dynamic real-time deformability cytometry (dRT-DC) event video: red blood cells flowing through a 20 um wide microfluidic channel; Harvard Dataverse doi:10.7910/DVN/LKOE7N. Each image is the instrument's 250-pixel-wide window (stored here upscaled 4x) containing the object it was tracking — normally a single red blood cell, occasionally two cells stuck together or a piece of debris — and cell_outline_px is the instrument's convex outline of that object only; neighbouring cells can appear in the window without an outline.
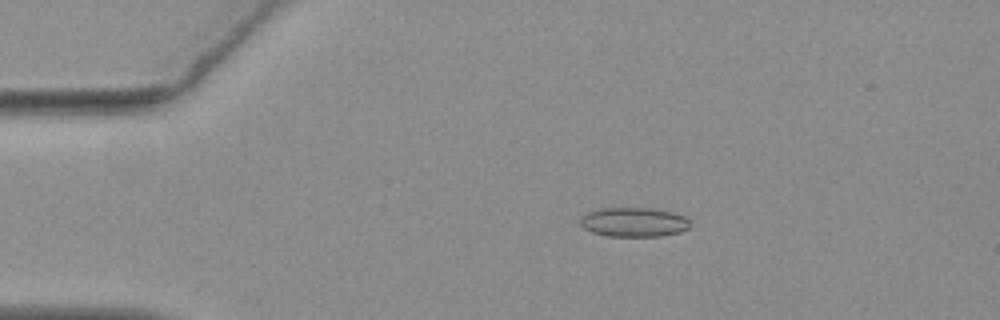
{"species": "common noctule bat (a hibernating species)", "species_latin": "Nyctalus noctula", "temperature_condition": "warm", "stored_images_in_passage": 56, "camera_frame_rate_fps": 3000, "um_per_image_px": 0.085, "animal": {"sex": "female", "body_mass_g": 19.3, "forearm_length_mm": 54.1}, "frame": {"image": 1, "passage_image": 11, "time_ms": 3.333, "image_size_px": [1000, 320], "cell_outline_px": [[688, 228], [680, 232], [660, 236], [608, 236], [592, 232], [584, 228], [580, 224], [580, 220], [588, 212], [600, 208], [652, 208], [672, 212], [684, 216], [688, 220]], "centroid_in_image_um": [53.86, 18.88], "position_along_channel_um": 31.1, "area_um2": 18.61}}
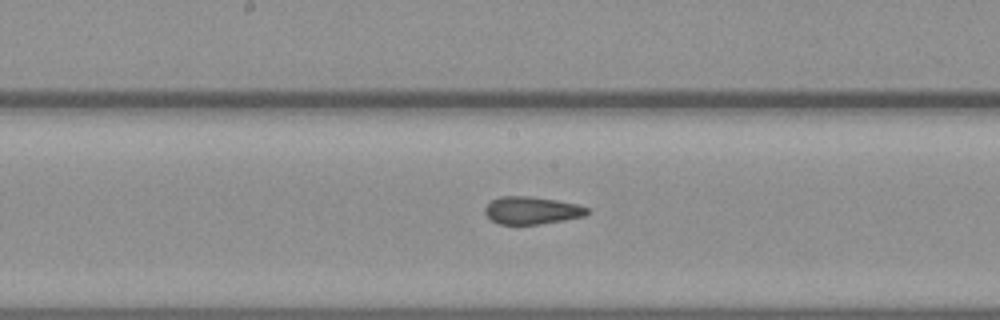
{"frame": {"image": 2, "passage_image": 29, "time_ms": 9.333, "image_size_px": [1000, 320], "cell_outline_px": [[592, 212], [584, 216], [564, 220], [540, 224], [500, 224], [492, 220], [484, 212], [484, 208], [492, 200], [500, 196], [528, 196], [556, 200], [576, 204], [588, 208]], "centroid_in_image_um": [45.22, 17.88], "position_along_channel_um": 203.0, "area_um2": 16.36}}
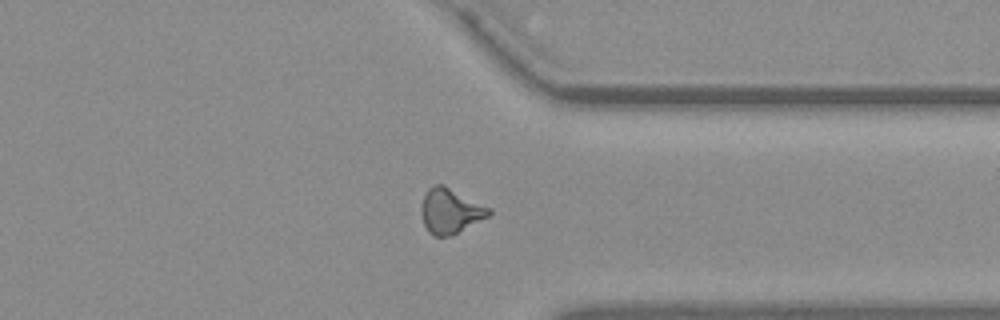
{"frame": {"image": 3, "passage_image": 43, "time_ms": 14.0, "image_size_px": [1000, 320], "cell_outline_px": [[492, 212], [488, 216], [452, 236], [432, 236], [428, 232], [424, 224], [420, 212], [420, 204], [428, 188], [436, 184], [444, 184], [492, 208]], "centroid_in_image_um": [38.27, 17.93], "position_along_channel_um": 373.1, "area_um2": 18.03}, "authors_computed_cell_mechanics": {"area_um2": 17.0799, "velocity_mm_per_s": 3.7087, "shape_relaxation_time_tau1_ms": null, "shape_relaxation_time_tau2_ms": 2.0989, "deformation_change_tau1": null, "deformation_change_tau2": 0.1081}}